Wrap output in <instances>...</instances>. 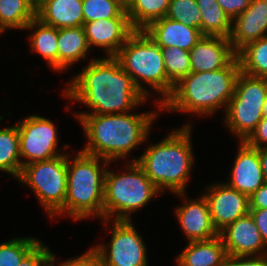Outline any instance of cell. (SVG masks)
I'll list each match as a JSON object with an SVG mask.
<instances>
[{
  "label": "cell",
  "mask_w": 267,
  "mask_h": 266,
  "mask_svg": "<svg viewBox=\"0 0 267 266\" xmlns=\"http://www.w3.org/2000/svg\"><path fill=\"white\" fill-rule=\"evenodd\" d=\"M88 59L83 69L65 83L61 92L63 99L71 102L65 106L67 111L71 110L73 103L87 107L86 111L73 113L76 121L86 114L132 112L149 102L150 99L141 93L115 57L91 55Z\"/></svg>",
  "instance_id": "1"
},
{
  "label": "cell",
  "mask_w": 267,
  "mask_h": 266,
  "mask_svg": "<svg viewBox=\"0 0 267 266\" xmlns=\"http://www.w3.org/2000/svg\"><path fill=\"white\" fill-rule=\"evenodd\" d=\"M59 266H101V263L97 252L90 246L78 256L60 259Z\"/></svg>",
  "instance_id": "33"
},
{
  "label": "cell",
  "mask_w": 267,
  "mask_h": 266,
  "mask_svg": "<svg viewBox=\"0 0 267 266\" xmlns=\"http://www.w3.org/2000/svg\"><path fill=\"white\" fill-rule=\"evenodd\" d=\"M237 58L242 73L267 79V36L246 45Z\"/></svg>",
  "instance_id": "27"
},
{
  "label": "cell",
  "mask_w": 267,
  "mask_h": 266,
  "mask_svg": "<svg viewBox=\"0 0 267 266\" xmlns=\"http://www.w3.org/2000/svg\"><path fill=\"white\" fill-rule=\"evenodd\" d=\"M135 0H118L119 4L127 10Z\"/></svg>",
  "instance_id": "43"
},
{
  "label": "cell",
  "mask_w": 267,
  "mask_h": 266,
  "mask_svg": "<svg viewBox=\"0 0 267 266\" xmlns=\"http://www.w3.org/2000/svg\"><path fill=\"white\" fill-rule=\"evenodd\" d=\"M36 17V11L26 0H0V33L24 30ZM9 29V30H8Z\"/></svg>",
  "instance_id": "26"
},
{
  "label": "cell",
  "mask_w": 267,
  "mask_h": 266,
  "mask_svg": "<svg viewBox=\"0 0 267 266\" xmlns=\"http://www.w3.org/2000/svg\"><path fill=\"white\" fill-rule=\"evenodd\" d=\"M19 131L22 167L32 162L43 161L70 152V144L59 146L58 128L50 118L29 114L15 121Z\"/></svg>",
  "instance_id": "11"
},
{
  "label": "cell",
  "mask_w": 267,
  "mask_h": 266,
  "mask_svg": "<svg viewBox=\"0 0 267 266\" xmlns=\"http://www.w3.org/2000/svg\"><path fill=\"white\" fill-rule=\"evenodd\" d=\"M143 31L161 48L179 47L190 51L203 34L194 27L163 17L151 22Z\"/></svg>",
  "instance_id": "19"
},
{
  "label": "cell",
  "mask_w": 267,
  "mask_h": 266,
  "mask_svg": "<svg viewBox=\"0 0 267 266\" xmlns=\"http://www.w3.org/2000/svg\"><path fill=\"white\" fill-rule=\"evenodd\" d=\"M259 158L265 181L267 183V147L259 148Z\"/></svg>",
  "instance_id": "41"
},
{
  "label": "cell",
  "mask_w": 267,
  "mask_h": 266,
  "mask_svg": "<svg viewBox=\"0 0 267 266\" xmlns=\"http://www.w3.org/2000/svg\"><path fill=\"white\" fill-rule=\"evenodd\" d=\"M161 53L167 78L173 85L191 72L189 51L179 47H162Z\"/></svg>",
  "instance_id": "30"
},
{
  "label": "cell",
  "mask_w": 267,
  "mask_h": 266,
  "mask_svg": "<svg viewBox=\"0 0 267 266\" xmlns=\"http://www.w3.org/2000/svg\"><path fill=\"white\" fill-rule=\"evenodd\" d=\"M0 171L18 179L22 171L17 124L0 128Z\"/></svg>",
  "instance_id": "24"
},
{
  "label": "cell",
  "mask_w": 267,
  "mask_h": 266,
  "mask_svg": "<svg viewBox=\"0 0 267 266\" xmlns=\"http://www.w3.org/2000/svg\"><path fill=\"white\" fill-rule=\"evenodd\" d=\"M237 152L231 164L229 177L225 182L229 187L250 197L266 183L259 158V149L237 142Z\"/></svg>",
  "instance_id": "14"
},
{
  "label": "cell",
  "mask_w": 267,
  "mask_h": 266,
  "mask_svg": "<svg viewBox=\"0 0 267 266\" xmlns=\"http://www.w3.org/2000/svg\"><path fill=\"white\" fill-rule=\"evenodd\" d=\"M165 17L201 31L202 16L196 0H171Z\"/></svg>",
  "instance_id": "32"
},
{
  "label": "cell",
  "mask_w": 267,
  "mask_h": 266,
  "mask_svg": "<svg viewBox=\"0 0 267 266\" xmlns=\"http://www.w3.org/2000/svg\"><path fill=\"white\" fill-rule=\"evenodd\" d=\"M217 2L233 21L249 7L251 0H217Z\"/></svg>",
  "instance_id": "36"
},
{
  "label": "cell",
  "mask_w": 267,
  "mask_h": 266,
  "mask_svg": "<svg viewBox=\"0 0 267 266\" xmlns=\"http://www.w3.org/2000/svg\"><path fill=\"white\" fill-rule=\"evenodd\" d=\"M134 220H101L111 237L91 247L97 252L101 266H149L148 247L136 229Z\"/></svg>",
  "instance_id": "10"
},
{
  "label": "cell",
  "mask_w": 267,
  "mask_h": 266,
  "mask_svg": "<svg viewBox=\"0 0 267 266\" xmlns=\"http://www.w3.org/2000/svg\"><path fill=\"white\" fill-rule=\"evenodd\" d=\"M250 210L267 209V183L249 197Z\"/></svg>",
  "instance_id": "38"
},
{
  "label": "cell",
  "mask_w": 267,
  "mask_h": 266,
  "mask_svg": "<svg viewBox=\"0 0 267 266\" xmlns=\"http://www.w3.org/2000/svg\"><path fill=\"white\" fill-rule=\"evenodd\" d=\"M202 16L201 33L208 36L230 38L232 20L217 0H196Z\"/></svg>",
  "instance_id": "25"
},
{
  "label": "cell",
  "mask_w": 267,
  "mask_h": 266,
  "mask_svg": "<svg viewBox=\"0 0 267 266\" xmlns=\"http://www.w3.org/2000/svg\"><path fill=\"white\" fill-rule=\"evenodd\" d=\"M250 214L259 229L263 241L267 245V209L250 210Z\"/></svg>",
  "instance_id": "39"
},
{
  "label": "cell",
  "mask_w": 267,
  "mask_h": 266,
  "mask_svg": "<svg viewBox=\"0 0 267 266\" xmlns=\"http://www.w3.org/2000/svg\"><path fill=\"white\" fill-rule=\"evenodd\" d=\"M267 36V0H251L249 7L232 21L230 43L236 53Z\"/></svg>",
  "instance_id": "18"
},
{
  "label": "cell",
  "mask_w": 267,
  "mask_h": 266,
  "mask_svg": "<svg viewBox=\"0 0 267 266\" xmlns=\"http://www.w3.org/2000/svg\"><path fill=\"white\" fill-rule=\"evenodd\" d=\"M83 0H45L36 10V18L58 29L83 26Z\"/></svg>",
  "instance_id": "22"
},
{
  "label": "cell",
  "mask_w": 267,
  "mask_h": 266,
  "mask_svg": "<svg viewBox=\"0 0 267 266\" xmlns=\"http://www.w3.org/2000/svg\"><path fill=\"white\" fill-rule=\"evenodd\" d=\"M181 198V204L174 207V215L186 241L209 240L219 236L215 229L208 203L202 193L197 198H188L187 192L173 194Z\"/></svg>",
  "instance_id": "13"
},
{
  "label": "cell",
  "mask_w": 267,
  "mask_h": 266,
  "mask_svg": "<svg viewBox=\"0 0 267 266\" xmlns=\"http://www.w3.org/2000/svg\"><path fill=\"white\" fill-rule=\"evenodd\" d=\"M248 146L252 148L267 147V118L263 117L257 124L255 130L244 141Z\"/></svg>",
  "instance_id": "34"
},
{
  "label": "cell",
  "mask_w": 267,
  "mask_h": 266,
  "mask_svg": "<svg viewBox=\"0 0 267 266\" xmlns=\"http://www.w3.org/2000/svg\"><path fill=\"white\" fill-rule=\"evenodd\" d=\"M29 30V31H28ZM30 51L39 55L53 72L58 73V28L44 24L36 17L25 27Z\"/></svg>",
  "instance_id": "23"
},
{
  "label": "cell",
  "mask_w": 267,
  "mask_h": 266,
  "mask_svg": "<svg viewBox=\"0 0 267 266\" xmlns=\"http://www.w3.org/2000/svg\"><path fill=\"white\" fill-rule=\"evenodd\" d=\"M58 74L88 60L91 52L83 26L58 29ZM83 60V61H82Z\"/></svg>",
  "instance_id": "21"
},
{
  "label": "cell",
  "mask_w": 267,
  "mask_h": 266,
  "mask_svg": "<svg viewBox=\"0 0 267 266\" xmlns=\"http://www.w3.org/2000/svg\"><path fill=\"white\" fill-rule=\"evenodd\" d=\"M155 111L128 112L122 114H86L77 122L86 140L83 152L98 156L109 162L136 161L130 153L146 144L152 127L160 118L161 105Z\"/></svg>",
  "instance_id": "2"
},
{
  "label": "cell",
  "mask_w": 267,
  "mask_h": 266,
  "mask_svg": "<svg viewBox=\"0 0 267 266\" xmlns=\"http://www.w3.org/2000/svg\"><path fill=\"white\" fill-rule=\"evenodd\" d=\"M84 23L99 19L128 18L118 0H83Z\"/></svg>",
  "instance_id": "31"
},
{
  "label": "cell",
  "mask_w": 267,
  "mask_h": 266,
  "mask_svg": "<svg viewBox=\"0 0 267 266\" xmlns=\"http://www.w3.org/2000/svg\"><path fill=\"white\" fill-rule=\"evenodd\" d=\"M267 79L240 72L222 124L237 142L245 141L263 118ZM238 138V139H237Z\"/></svg>",
  "instance_id": "8"
},
{
  "label": "cell",
  "mask_w": 267,
  "mask_h": 266,
  "mask_svg": "<svg viewBox=\"0 0 267 266\" xmlns=\"http://www.w3.org/2000/svg\"><path fill=\"white\" fill-rule=\"evenodd\" d=\"M171 0H135L126 10L134 30H143L151 22L165 17Z\"/></svg>",
  "instance_id": "28"
},
{
  "label": "cell",
  "mask_w": 267,
  "mask_h": 266,
  "mask_svg": "<svg viewBox=\"0 0 267 266\" xmlns=\"http://www.w3.org/2000/svg\"><path fill=\"white\" fill-rule=\"evenodd\" d=\"M263 117L267 118V98L265 99V103L263 106Z\"/></svg>",
  "instance_id": "44"
},
{
  "label": "cell",
  "mask_w": 267,
  "mask_h": 266,
  "mask_svg": "<svg viewBox=\"0 0 267 266\" xmlns=\"http://www.w3.org/2000/svg\"><path fill=\"white\" fill-rule=\"evenodd\" d=\"M91 51L102 49L104 57H115L127 38L135 31L128 18H109L83 24Z\"/></svg>",
  "instance_id": "15"
},
{
  "label": "cell",
  "mask_w": 267,
  "mask_h": 266,
  "mask_svg": "<svg viewBox=\"0 0 267 266\" xmlns=\"http://www.w3.org/2000/svg\"><path fill=\"white\" fill-rule=\"evenodd\" d=\"M50 250L42 240L22 259L18 266H36L38 261Z\"/></svg>",
  "instance_id": "37"
},
{
  "label": "cell",
  "mask_w": 267,
  "mask_h": 266,
  "mask_svg": "<svg viewBox=\"0 0 267 266\" xmlns=\"http://www.w3.org/2000/svg\"><path fill=\"white\" fill-rule=\"evenodd\" d=\"M224 266H267V254L262 256L227 255Z\"/></svg>",
  "instance_id": "35"
},
{
  "label": "cell",
  "mask_w": 267,
  "mask_h": 266,
  "mask_svg": "<svg viewBox=\"0 0 267 266\" xmlns=\"http://www.w3.org/2000/svg\"><path fill=\"white\" fill-rule=\"evenodd\" d=\"M122 163L119 171L108 165L105 174L104 220L132 221L133 214L162 195L136 161Z\"/></svg>",
  "instance_id": "7"
},
{
  "label": "cell",
  "mask_w": 267,
  "mask_h": 266,
  "mask_svg": "<svg viewBox=\"0 0 267 266\" xmlns=\"http://www.w3.org/2000/svg\"><path fill=\"white\" fill-rule=\"evenodd\" d=\"M178 255L176 266H224L227 253L220 236L209 240L187 242Z\"/></svg>",
  "instance_id": "20"
},
{
  "label": "cell",
  "mask_w": 267,
  "mask_h": 266,
  "mask_svg": "<svg viewBox=\"0 0 267 266\" xmlns=\"http://www.w3.org/2000/svg\"><path fill=\"white\" fill-rule=\"evenodd\" d=\"M216 181L204 186L201 193L208 203L213 225L220 233L232 222L249 214L250 203L246 194L229 187L223 181Z\"/></svg>",
  "instance_id": "12"
},
{
  "label": "cell",
  "mask_w": 267,
  "mask_h": 266,
  "mask_svg": "<svg viewBox=\"0 0 267 266\" xmlns=\"http://www.w3.org/2000/svg\"><path fill=\"white\" fill-rule=\"evenodd\" d=\"M114 163L82 150L68 152L65 204L51 220L58 221L63 216L74 223L92 218L104 220L105 174L108 165Z\"/></svg>",
  "instance_id": "5"
},
{
  "label": "cell",
  "mask_w": 267,
  "mask_h": 266,
  "mask_svg": "<svg viewBox=\"0 0 267 266\" xmlns=\"http://www.w3.org/2000/svg\"><path fill=\"white\" fill-rule=\"evenodd\" d=\"M41 241L34 236L17 235L0 243V266H18L22 259Z\"/></svg>",
  "instance_id": "29"
},
{
  "label": "cell",
  "mask_w": 267,
  "mask_h": 266,
  "mask_svg": "<svg viewBox=\"0 0 267 266\" xmlns=\"http://www.w3.org/2000/svg\"><path fill=\"white\" fill-rule=\"evenodd\" d=\"M227 255L262 256L267 254L263 241L251 214L240 217L219 233Z\"/></svg>",
  "instance_id": "16"
},
{
  "label": "cell",
  "mask_w": 267,
  "mask_h": 266,
  "mask_svg": "<svg viewBox=\"0 0 267 266\" xmlns=\"http://www.w3.org/2000/svg\"><path fill=\"white\" fill-rule=\"evenodd\" d=\"M191 72L215 71L228 67L236 58L230 39L203 35L189 51Z\"/></svg>",
  "instance_id": "17"
},
{
  "label": "cell",
  "mask_w": 267,
  "mask_h": 266,
  "mask_svg": "<svg viewBox=\"0 0 267 266\" xmlns=\"http://www.w3.org/2000/svg\"><path fill=\"white\" fill-rule=\"evenodd\" d=\"M193 126L191 120H186L157 143L148 144L150 133L145 142L147 146L136 157V162L162 194L187 192L196 163L192 146Z\"/></svg>",
  "instance_id": "3"
},
{
  "label": "cell",
  "mask_w": 267,
  "mask_h": 266,
  "mask_svg": "<svg viewBox=\"0 0 267 266\" xmlns=\"http://www.w3.org/2000/svg\"><path fill=\"white\" fill-rule=\"evenodd\" d=\"M240 72L238 58L220 70L190 72L174 85L172 94L161 105L162 114L168 111L206 119L221 110L224 115Z\"/></svg>",
  "instance_id": "4"
},
{
  "label": "cell",
  "mask_w": 267,
  "mask_h": 266,
  "mask_svg": "<svg viewBox=\"0 0 267 266\" xmlns=\"http://www.w3.org/2000/svg\"><path fill=\"white\" fill-rule=\"evenodd\" d=\"M115 58L155 106L162 105L172 94L174 85L167 78L161 47L143 30H135Z\"/></svg>",
  "instance_id": "6"
},
{
  "label": "cell",
  "mask_w": 267,
  "mask_h": 266,
  "mask_svg": "<svg viewBox=\"0 0 267 266\" xmlns=\"http://www.w3.org/2000/svg\"><path fill=\"white\" fill-rule=\"evenodd\" d=\"M32 8L36 11L44 2L45 0H26Z\"/></svg>",
  "instance_id": "42"
},
{
  "label": "cell",
  "mask_w": 267,
  "mask_h": 266,
  "mask_svg": "<svg viewBox=\"0 0 267 266\" xmlns=\"http://www.w3.org/2000/svg\"><path fill=\"white\" fill-rule=\"evenodd\" d=\"M30 189L50 220L65 204L67 194V153L24 165L16 180Z\"/></svg>",
  "instance_id": "9"
},
{
  "label": "cell",
  "mask_w": 267,
  "mask_h": 266,
  "mask_svg": "<svg viewBox=\"0 0 267 266\" xmlns=\"http://www.w3.org/2000/svg\"><path fill=\"white\" fill-rule=\"evenodd\" d=\"M52 250H49L37 263L36 266H59V258Z\"/></svg>",
  "instance_id": "40"
}]
</instances>
